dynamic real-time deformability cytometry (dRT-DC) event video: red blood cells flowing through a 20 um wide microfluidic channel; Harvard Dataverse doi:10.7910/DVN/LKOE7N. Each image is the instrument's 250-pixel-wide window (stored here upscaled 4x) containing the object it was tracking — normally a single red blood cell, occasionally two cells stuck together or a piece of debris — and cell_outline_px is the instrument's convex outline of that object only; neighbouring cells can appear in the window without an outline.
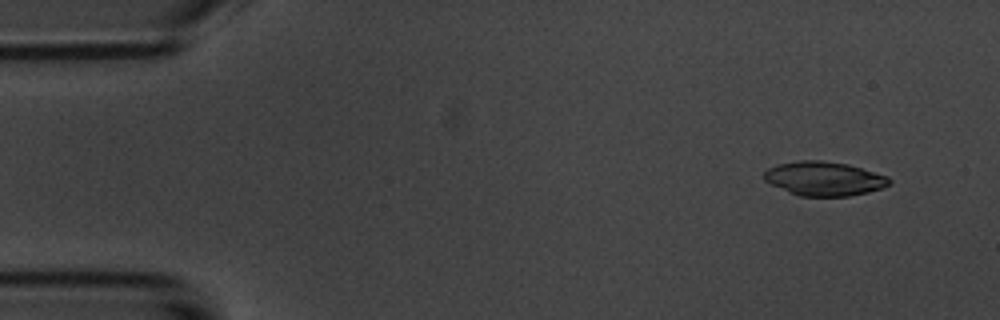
{"species": "common noctule bat (a hibernating species)", "species_latin": "Nyctalus noctula", "temperature_condition": "room temperature", "stored_images_in_passage": 5, "camera_frame_rate_fps": 3000, "um_per_image_px": 0.085, "animal": {"sex": "male", "body_mass_g": 20.1, "forearm_length_mm": 53.5}, "frame": {"image": 1, "passage_image": 1, "time_ms": 0.0, "image_size_px": [1000, 320], "cell_outline_px": [[892, 184], [868, 192], [848, 196], [800, 196], [788, 192], [764, 180], [764, 172], [768, 168], [776, 164], [796, 160], [820, 160], [848, 164], [888, 176], [892, 180]], "centroid_in_image_um": [70.05, 15.17], "position_along_channel_um": 15.0, "area_um2": 24.97}}
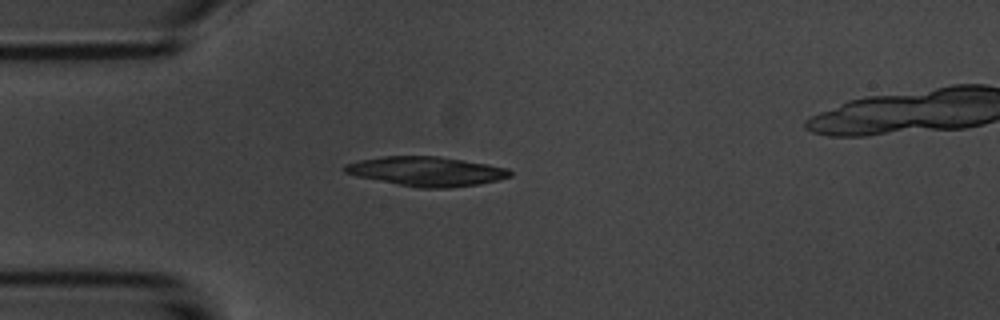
{"frame": {"image": 2, "passage_image": 4, "time_ms": 3.333, "image_size_px": [1000, 320], "cell_outline_px": [[512, 176], [480, 184], [448, 188], [420, 188], [356, 176], [344, 172], [340, 168], [344, 164], [360, 160], [384, 156], [436, 156], [488, 164], [508, 168], [512, 172]], "centroid_in_image_um": [36.23, 14.56], "position_along_channel_um": 48.8, "area_um2": 28.26}}